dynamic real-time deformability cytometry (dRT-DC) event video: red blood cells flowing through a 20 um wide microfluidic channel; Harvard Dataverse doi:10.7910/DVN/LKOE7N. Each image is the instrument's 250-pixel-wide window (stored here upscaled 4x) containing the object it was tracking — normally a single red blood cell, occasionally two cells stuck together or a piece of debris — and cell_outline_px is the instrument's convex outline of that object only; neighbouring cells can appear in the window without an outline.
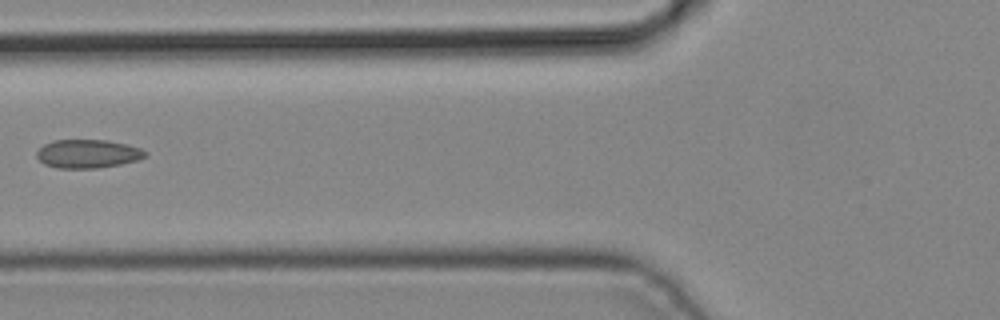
{"species": "common noctule bat (a hibernating species)", "species_latin": "Nyctalus noctula", "temperature_condition": "cold", "stored_images_in_passage": 5, "camera_frame_rate_fps": 3000, "um_per_image_px": 0.085, "animal": {"sex": "male", "body_mass_g": 19.2, "forearm_length_mm": 51.8}, "frame": {"image": 1, "passage_image": 5, "time_ms": 1.333, "image_size_px": [1000, 320], "cell_outline_px": [[148, 152], [144, 156], [136, 160], [120, 164], [96, 168], [56, 168], [44, 164], [36, 156], [36, 152], [44, 144], [52, 140], [108, 140], [128, 144], [140, 148]], "centroid_in_image_um": [7.44, 13.06], "position_along_channel_um": 118.4, "area_um2": 18.03}}